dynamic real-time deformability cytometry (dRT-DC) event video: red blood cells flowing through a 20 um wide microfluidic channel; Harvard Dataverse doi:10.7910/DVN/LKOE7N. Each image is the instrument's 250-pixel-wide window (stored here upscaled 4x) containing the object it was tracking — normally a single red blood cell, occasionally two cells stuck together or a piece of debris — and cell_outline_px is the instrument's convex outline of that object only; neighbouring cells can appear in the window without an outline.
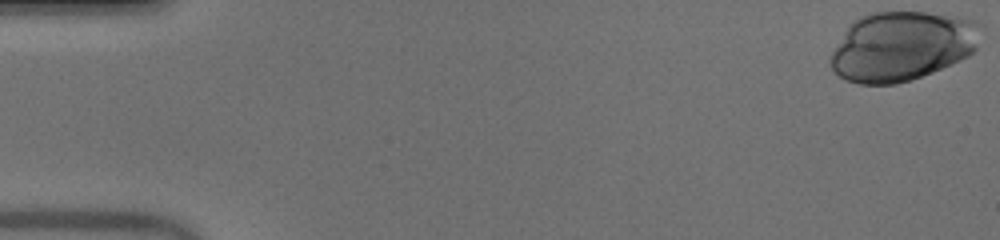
{"species": "human", "species_latin": "Homo sapiens", "temperature_condition": "warm", "stored_images_in_passage": 42, "camera_frame_rate_fps": 3000, "um_per_image_px": 0.085, "donor": {"sex": "male"}, "frame": {"image": 1, "passage_image": 1, "time_ms": 0.0, "image_size_px": [1000, 240], "cell_outline_px": [[984, 28], [976, 48], [968, 56], [960, 60], [932, 72], [912, 80], [896, 84], [860, 84], [848, 80], [840, 76], [832, 68], [828, 60], [832, 52], [848, 24], [860, 16], [872, 12], [924, 12], [956, 16], [976, 20], [984, 24]], "centroid_in_image_um": [76.7, 3.9], "position_along_channel_um": 8.3, "area_um2": 61.27}}
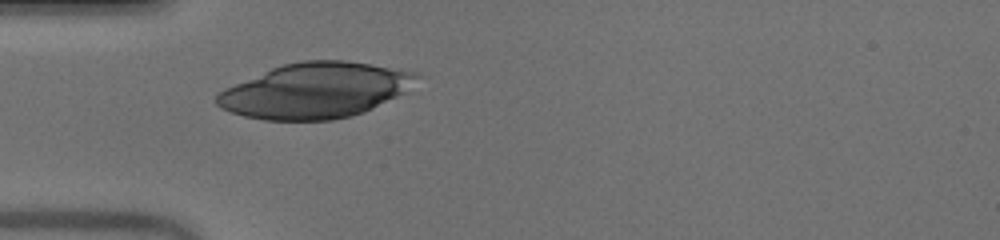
{"frame": {"image": 2, "passage_image": 16, "time_ms": 5.0, "image_size_px": [1000, 240], "cell_outline_px": [[420, 76], [404, 92], [364, 112], [352, 116], [332, 120], [264, 120], [244, 116], [220, 108], [212, 100], [224, 88], [272, 68], [284, 64], [304, 60], [344, 60], [416, 72]], "centroid_in_image_um": [26.75, 7.7], "position_along_channel_um": 58.3, "area_um2": 63.87}}